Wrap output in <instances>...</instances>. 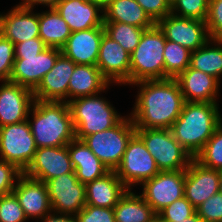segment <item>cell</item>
I'll return each mask as SVG.
<instances>
[{"label":"cell","mask_w":222,"mask_h":222,"mask_svg":"<svg viewBox=\"0 0 222 222\" xmlns=\"http://www.w3.org/2000/svg\"><path fill=\"white\" fill-rule=\"evenodd\" d=\"M133 111L129 114L136 129H170L181 114L183 94L176 78L143 80Z\"/></svg>","instance_id":"6da1fadb"},{"label":"cell","mask_w":222,"mask_h":222,"mask_svg":"<svg viewBox=\"0 0 222 222\" xmlns=\"http://www.w3.org/2000/svg\"><path fill=\"white\" fill-rule=\"evenodd\" d=\"M218 103L184 102L181 114L170 130L175 140L193 158L222 124Z\"/></svg>","instance_id":"7a4b0ae2"},{"label":"cell","mask_w":222,"mask_h":222,"mask_svg":"<svg viewBox=\"0 0 222 222\" xmlns=\"http://www.w3.org/2000/svg\"><path fill=\"white\" fill-rule=\"evenodd\" d=\"M27 121L37 148L66 146L76 138L67 102L35 100Z\"/></svg>","instance_id":"3957f363"},{"label":"cell","mask_w":222,"mask_h":222,"mask_svg":"<svg viewBox=\"0 0 222 222\" xmlns=\"http://www.w3.org/2000/svg\"><path fill=\"white\" fill-rule=\"evenodd\" d=\"M75 128L76 139L107 130L115 126L124 116L113 104L98 94L75 98L68 102Z\"/></svg>","instance_id":"277c9868"},{"label":"cell","mask_w":222,"mask_h":222,"mask_svg":"<svg viewBox=\"0 0 222 222\" xmlns=\"http://www.w3.org/2000/svg\"><path fill=\"white\" fill-rule=\"evenodd\" d=\"M166 38L157 24L146 29L130 54V85L143 80L165 79Z\"/></svg>","instance_id":"5b68a950"},{"label":"cell","mask_w":222,"mask_h":222,"mask_svg":"<svg viewBox=\"0 0 222 222\" xmlns=\"http://www.w3.org/2000/svg\"><path fill=\"white\" fill-rule=\"evenodd\" d=\"M135 133L131 117L126 115L112 128L85 136L82 140L110 171H115Z\"/></svg>","instance_id":"8992f818"},{"label":"cell","mask_w":222,"mask_h":222,"mask_svg":"<svg viewBox=\"0 0 222 222\" xmlns=\"http://www.w3.org/2000/svg\"><path fill=\"white\" fill-rule=\"evenodd\" d=\"M160 171L186 170L191 154L173 137L170 129H136Z\"/></svg>","instance_id":"52a82bcc"},{"label":"cell","mask_w":222,"mask_h":222,"mask_svg":"<svg viewBox=\"0 0 222 222\" xmlns=\"http://www.w3.org/2000/svg\"><path fill=\"white\" fill-rule=\"evenodd\" d=\"M159 172L155 159L135 133L127 144L120 164L115 169L116 175L128 189L132 190L134 185L140 186Z\"/></svg>","instance_id":"ba28073f"},{"label":"cell","mask_w":222,"mask_h":222,"mask_svg":"<svg viewBox=\"0 0 222 222\" xmlns=\"http://www.w3.org/2000/svg\"><path fill=\"white\" fill-rule=\"evenodd\" d=\"M37 146L28 121L0 127V159L24 172L32 162Z\"/></svg>","instance_id":"9c48e42d"},{"label":"cell","mask_w":222,"mask_h":222,"mask_svg":"<svg viewBox=\"0 0 222 222\" xmlns=\"http://www.w3.org/2000/svg\"><path fill=\"white\" fill-rule=\"evenodd\" d=\"M185 170L160 171L141 184V196L158 214L175 200L184 197Z\"/></svg>","instance_id":"30bf717a"},{"label":"cell","mask_w":222,"mask_h":222,"mask_svg":"<svg viewBox=\"0 0 222 222\" xmlns=\"http://www.w3.org/2000/svg\"><path fill=\"white\" fill-rule=\"evenodd\" d=\"M46 184L52 212L76 215L86 206L85 184L76 173L60 175Z\"/></svg>","instance_id":"8fae6325"},{"label":"cell","mask_w":222,"mask_h":222,"mask_svg":"<svg viewBox=\"0 0 222 222\" xmlns=\"http://www.w3.org/2000/svg\"><path fill=\"white\" fill-rule=\"evenodd\" d=\"M61 54L59 48L46 47L37 56H15L9 81L34 91Z\"/></svg>","instance_id":"7c38bea8"},{"label":"cell","mask_w":222,"mask_h":222,"mask_svg":"<svg viewBox=\"0 0 222 222\" xmlns=\"http://www.w3.org/2000/svg\"><path fill=\"white\" fill-rule=\"evenodd\" d=\"M156 24L163 31L166 40L176 42L191 52L202 47L210 39L205 21L170 13Z\"/></svg>","instance_id":"4fadbf2b"},{"label":"cell","mask_w":222,"mask_h":222,"mask_svg":"<svg viewBox=\"0 0 222 222\" xmlns=\"http://www.w3.org/2000/svg\"><path fill=\"white\" fill-rule=\"evenodd\" d=\"M23 173L44 183L60 175L75 173L68 145L37 148L32 162Z\"/></svg>","instance_id":"5bb4252c"},{"label":"cell","mask_w":222,"mask_h":222,"mask_svg":"<svg viewBox=\"0 0 222 222\" xmlns=\"http://www.w3.org/2000/svg\"><path fill=\"white\" fill-rule=\"evenodd\" d=\"M1 83L0 127L26 121L35 101L33 91L11 81Z\"/></svg>","instance_id":"9a60e30c"},{"label":"cell","mask_w":222,"mask_h":222,"mask_svg":"<svg viewBox=\"0 0 222 222\" xmlns=\"http://www.w3.org/2000/svg\"><path fill=\"white\" fill-rule=\"evenodd\" d=\"M96 66L110 84L130 85V53L106 34L100 43Z\"/></svg>","instance_id":"2e32d148"},{"label":"cell","mask_w":222,"mask_h":222,"mask_svg":"<svg viewBox=\"0 0 222 222\" xmlns=\"http://www.w3.org/2000/svg\"><path fill=\"white\" fill-rule=\"evenodd\" d=\"M27 219H41L52 212L47 184L22 173L12 191Z\"/></svg>","instance_id":"e0dca14e"},{"label":"cell","mask_w":222,"mask_h":222,"mask_svg":"<svg viewBox=\"0 0 222 222\" xmlns=\"http://www.w3.org/2000/svg\"><path fill=\"white\" fill-rule=\"evenodd\" d=\"M219 182V170L205 167L193 158L185 170L184 196L197 208L219 192Z\"/></svg>","instance_id":"ac0fdd59"},{"label":"cell","mask_w":222,"mask_h":222,"mask_svg":"<svg viewBox=\"0 0 222 222\" xmlns=\"http://www.w3.org/2000/svg\"><path fill=\"white\" fill-rule=\"evenodd\" d=\"M75 65L71 59L61 54L33 91L35 100L68 103V84Z\"/></svg>","instance_id":"d6986e66"},{"label":"cell","mask_w":222,"mask_h":222,"mask_svg":"<svg viewBox=\"0 0 222 222\" xmlns=\"http://www.w3.org/2000/svg\"><path fill=\"white\" fill-rule=\"evenodd\" d=\"M55 10L72 32L103 26V8L92 0H60Z\"/></svg>","instance_id":"ffe728a7"},{"label":"cell","mask_w":222,"mask_h":222,"mask_svg":"<svg viewBox=\"0 0 222 222\" xmlns=\"http://www.w3.org/2000/svg\"><path fill=\"white\" fill-rule=\"evenodd\" d=\"M104 34V26L72 32L61 52L77 65H97Z\"/></svg>","instance_id":"44dd1931"},{"label":"cell","mask_w":222,"mask_h":222,"mask_svg":"<svg viewBox=\"0 0 222 222\" xmlns=\"http://www.w3.org/2000/svg\"><path fill=\"white\" fill-rule=\"evenodd\" d=\"M0 34L14 45L39 37V12L33 9L13 7L0 14Z\"/></svg>","instance_id":"7402d4cb"},{"label":"cell","mask_w":222,"mask_h":222,"mask_svg":"<svg viewBox=\"0 0 222 222\" xmlns=\"http://www.w3.org/2000/svg\"><path fill=\"white\" fill-rule=\"evenodd\" d=\"M176 80L185 102L218 103L220 82L213 76L189 66Z\"/></svg>","instance_id":"603a6c76"},{"label":"cell","mask_w":222,"mask_h":222,"mask_svg":"<svg viewBox=\"0 0 222 222\" xmlns=\"http://www.w3.org/2000/svg\"><path fill=\"white\" fill-rule=\"evenodd\" d=\"M127 190L115 171H109L85 185L86 205L114 208Z\"/></svg>","instance_id":"cb8c5ba5"},{"label":"cell","mask_w":222,"mask_h":222,"mask_svg":"<svg viewBox=\"0 0 222 222\" xmlns=\"http://www.w3.org/2000/svg\"><path fill=\"white\" fill-rule=\"evenodd\" d=\"M68 153L77 179L82 184L86 185L110 171L83 140L73 139L68 144Z\"/></svg>","instance_id":"d4e9b609"},{"label":"cell","mask_w":222,"mask_h":222,"mask_svg":"<svg viewBox=\"0 0 222 222\" xmlns=\"http://www.w3.org/2000/svg\"><path fill=\"white\" fill-rule=\"evenodd\" d=\"M110 83L96 65H75L68 84V102L83 96L101 94Z\"/></svg>","instance_id":"484cf974"},{"label":"cell","mask_w":222,"mask_h":222,"mask_svg":"<svg viewBox=\"0 0 222 222\" xmlns=\"http://www.w3.org/2000/svg\"><path fill=\"white\" fill-rule=\"evenodd\" d=\"M104 22H120L149 29L156 23L136 0H113L104 9Z\"/></svg>","instance_id":"4316f807"},{"label":"cell","mask_w":222,"mask_h":222,"mask_svg":"<svg viewBox=\"0 0 222 222\" xmlns=\"http://www.w3.org/2000/svg\"><path fill=\"white\" fill-rule=\"evenodd\" d=\"M128 189L113 208L115 222H153L158 216L145 199Z\"/></svg>","instance_id":"83f0119b"},{"label":"cell","mask_w":222,"mask_h":222,"mask_svg":"<svg viewBox=\"0 0 222 222\" xmlns=\"http://www.w3.org/2000/svg\"><path fill=\"white\" fill-rule=\"evenodd\" d=\"M71 34L67 22L55 8L39 13V37L47 47L61 49Z\"/></svg>","instance_id":"f1b7e54d"},{"label":"cell","mask_w":222,"mask_h":222,"mask_svg":"<svg viewBox=\"0 0 222 222\" xmlns=\"http://www.w3.org/2000/svg\"><path fill=\"white\" fill-rule=\"evenodd\" d=\"M190 67L213 76L221 83L222 40L209 39L202 47L191 52Z\"/></svg>","instance_id":"f546056e"},{"label":"cell","mask_w":222,"mask_h":222,"mask_svg":"<svg viewBox=\"0 0 222 222\" xmlns=\"http://www.w3.org/2000/svg\"><path fill=\"white\" fill-rule=\"evenodd\" d=\"M163 56L165 79L177 78L190 66L191 51L176 42L166 40Z\"/></svg>","instance_id":"4dcf8cb0"},{"label":"cell","mask_w":222,"mask_h":222,"mask_svg":"<svg viewBox=\"0 0 222 222\" xmlns=\"http://www.w3.org/2000/svg\"><path fill=\"white\" fill-rule=\"evenodd\" d=\"M103 26L105 34L112 40L117 41L130 54L137 47L143 32L146 30L120 22H103Z\"/></svg>","instance_id":"1f68e13d"},{"label":"cell","mask_w":222,"mask_h":222,"mask_svg":"<svg viewBox=\"0 0 222 222\" xmlns=\"http://www.w3.org/2000/svg\"><path fill=\"white\" fill-rule=\"evenodd\" d=\"M195 159L205 167L222 170V124L215 130Z\"/></svg>","instance_id":"d6a6232c"},{"label":"cell","mask_w":222,"mask_h":222,"mask_svg":"<svg viewBox=\"0 0 222 222\" xmlns=\"http://www.w3.org/2000/svg\"><path fill=\"white\" fill-rule=\"evenodd\" d=\"M209 0H172L171 13L180 17L205 21Z\"/></svg>","instance_id":"836d02e7"},{"label":"cell","mask_w":222,"mask_h":222,"mask_svg":"<svg viewBox=\"0 0 222 222\" xmlns=\"http://www.w3.org/2000/svg\"><path fill=\"white\" fill-rule=\"evenodd\" d=\"M28 221L23 208L13 193L0 196V222Z\"/></svg>","instance_id":"e575fe53"},{"label":"cell","mask_w":222,"mask_h":222,"mask_svg":"<svg viewBox=\"0 0 222 222\" xmlns=\"http://www.w3.org/2000/svg\"><path fill=\"white\" fill-rule=\"evenodd\" d=\"M195 212L196 208L184 196L166 206L157 215L162 220H184Z\"/></svg>","instance_id":"d590c367"},{"label":"cell","mask_w":222,"mask_h":222,"mask_svg":"<svg viewBox=\"0 0 222 222\" xmlns=\"http://www.w3.org/2000/svg\"><path fill=\"white\" fill-rule=\"evenodd\" d=\"M197 215L203 222L222 220V193L217 192L196 208Z\"/></svg>","instance_id":"8d00e7d4"},{"label":"cell","mask_w":222,"mask_h":222,"mask_svg":"<svg viewBox=\"0 0 222 222\" xmlns=\"http://www.w3.org/2000/svg\"><path fill=\"white\" fill-rule=\"evenodd\" d=\"M15 61L14 44L0 34V81H9Z\"/></svg>","instance_id":"74e56055"},{"label":"cell","mask_w":222,"mask_h":222,"mask_svg":"<svg viewBox=\"0 0 222 222\" xmlns=\"http://www.w3.org/2000/svg\"><path fill=\"white\" fill-rule=\"evenodd\" d=\"M205 23L210 39L222 40V0H209Z\"/></svg>","instance_id":"f35d334b"},{"label":"cell","mask_w":222,"mask_h":222,"mask_svg":"<svg viewBox=\"0 0 222 222\" xmlns=\"http://www.w3.org/2000/svg\"><path fill=\"white\" fill-rule=\"evenodd\" d=\"M22 173L14 164L0 159V196L12 193Z\"/></svg>","instance_id":"ab89813d"},{"label":"cell","mask_w":222,"mask_h":222,"mask_svg":"<svg viewBox=\"0 0 222 222\" xmlns=\"http://www.w3.org/2000/svg\"><path fill=\"white\" fill-rule=\"evenodd\" d=\"M75 216L78 222H115L113 208L86 205Z\"/></svg>","instance_id":"60d3db41"},{"label":"cell","mask_w":222,"mask_h":222,"mask_svg":"<svg viewBox=\"0 0 222 222\" xmlns=\"http://www.w3.org/2000/svg\"><path fill=\"white\" fill-rule=\"evenodd\" d=\"M136 2L155 23L171 13V3L168 0H136Z\"/></svg>","instance_id":"b9f144b4"},{"label":"cell","mask_w":222,"mask_h":222,"mask_svg":"<svg viewBox=\"0 0 222 222\" xmlns=\"http://www.w3.org/2000/svg\"><path fill=\"white\" fill-rule=\"evenodd\" d=\"M47 46L40 37L26 40L14 45L15 56H37Z\"/></svg>","instance_id":"7bdbcfd3"},{"label":"cell","mask_w":222,"mask_h":222,"mask_svg":"<svg viewBox=\"0 0 222 222\" xmlns=\"http://www.w3.org/2000/svg\"><path fill=\"white\" fill-rule=\"evenodd\" d=\"M41 222H78L77 218L73 214H64V213H54L50 212L49 214L41 218Z\"/></svg>","instance_id":"ee69618b"},{"label":"cell","mask_w":222,"mask_h":222,"mask_svg":"<svg viewBox=\"0 0 222 222\" xmlns=\"http://www.w3.org/2000/svg\"><path fill=\"white\" fill-rule=\"evenodd\" d=\"M21 1L23 2H20L18 5L16 4L17 7L34 10V6L38 4L43 6H48L49 9L55 8L60 0H21Z\"/></svg>","instance_id":"f6af8a7d"},{"label":"cell","mask_w":222,"mask_h":222,"mask_svg":"<svg viewBox=\"0 0 222 222\" xmlns=\"http://www.w3.org/2000/svg\"><path fill=\"white\" fill-rule=\"evenodd\" d=\"M165 222H203V220L195 212L192 216L184 220H163Z\"/></svg>","instance_id":"bcb514c9"},{"label":"cell","mask_w":222,"mask_h":222,"mask_svg":"<svg viewBox=\"0 0 222 222\" xmlns=\"http://www.w3.org/2000/svg\"><path fill=\"white\" fill-rule=\"evenodd\" d=\"M92 1L99 4L104 9L113 0H92Z\"/></svg>","instance_id":"7dc6e473"},{"label":"cell","mask_w":222,"mask_h":222,"mask_svg":"<svg viewBox=\"0 0 222 222\" xmlns=\"http://www.w3.org/2000/svg\"><path fill=\"white\" fill-rule=\"evenodd\" d=\"M219 175H220V182H219L218 190L220 193H222V170L219 171Z\"/></svg>","instance_id":"c3c4849f"},{"label":"cell","mask_w":222,"mask_h":222,"mask_svg":"<svg viewBox=\"0 0 222 222\" xmlns=\"http://www.w3.org/2000/svg\"><path fill=\"white\" fill-rule=\"evenodd\" d=\"M153 222H165L160 217H156Z\"/></svg>","instance_id":"681fc988"}]
</instances>
